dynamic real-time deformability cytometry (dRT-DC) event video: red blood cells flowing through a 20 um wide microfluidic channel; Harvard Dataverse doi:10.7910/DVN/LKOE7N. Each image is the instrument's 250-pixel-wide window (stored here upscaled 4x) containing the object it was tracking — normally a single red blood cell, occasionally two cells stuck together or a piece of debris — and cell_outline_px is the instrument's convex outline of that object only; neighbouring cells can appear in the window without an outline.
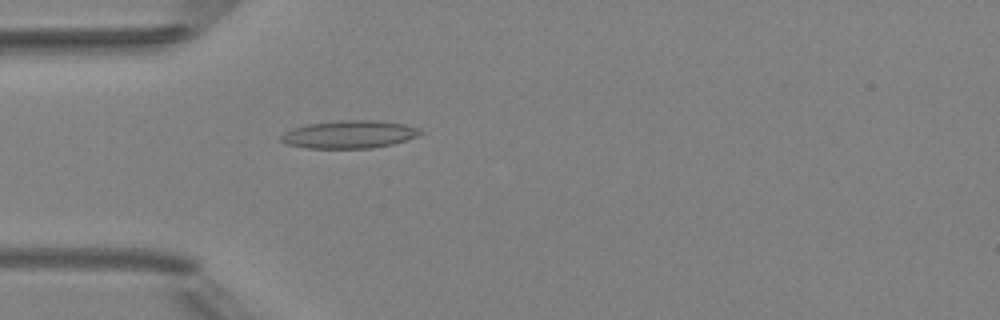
{"species": "Egyptian fruit bat (a non-hibernating species)", "species_latin": "Rousettus aegyptiacus", "temperature_condition": "room temperature", "stored_images_in_passage": 1, "camera_frame_rate_fps": 3000, "um_per_image_px": 0.085, "animal": {"sex": "female"}, "frame": {"image": 1, "passage_image": 1, "time_ms": 0.0, "image_size_px": [1000, 320], "cell_outline_px": [[424, 132], [416, 136], [392, 144], [372, 148], [308, 148], [288, 144], [280, 140], [280, 136], [284, 132], [292, 128], [308, 124], [340, 120], [376, 120], [404, 124], [416, 128]], "centroid_in_image_um": [29.66, 11.42], "position_along_channel_um": 55.3, "area_um2": 22.37}}